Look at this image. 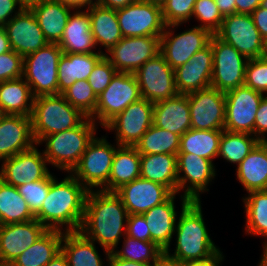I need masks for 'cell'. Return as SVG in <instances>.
Here are the masks:
<instances>
[{
	"mask_svg": "<svg viewBox=\"0 0 267 266\" xmlns=\"http://www.w3.org/2000/svg\"><path fill=\"white\" fill-rule=\"evenodd\" d=\"M129 213L115 192L91 190L87 194L79 231L103 248L106 260L125 237Z\"/></svg>",
	"mask_w": 267,
	"mask_h": 266,
	"instance_id": "cell-1",
	"label": "cell"
},
{
	"mask_svg": "<svg viewBox=\"0 0 267 266\" xmlns=\"http://www.w3.org/2000/svg\"><path fill=\"white\" fill-rule=\"evenodd\" d=\"M88 192L71 173L60 182L55 178L35 219L48 230L79 231Z\"/></svg>",
	"mask_w": 267,
	"mask_h": 266,
	"instance_id": "cell-2",
	"label": "cell"
},
{
	"mask_svg": "<svg viewBox=\"0 0 267 266\" xmlns=\"http://www.w3.org/2000/svg\"><path fill=\"white\" fill-rule=\"evenodd\" d=\"M181 211L174 234L176 249L164 251V259L181 264L204 260L220 250L210 238L202 213L201 201H189L182 194Z\"/></svg>",
	"mask_w": 267,
	"mask_h": 266,
	"instance_id": "cell-3",
	"label": "cell"
},
{
	"mask_svg": "<svg viewBox=\"0 0 267 266\" xmlns=\"http://www.w3.org/2000/svg\"><path fill=\"white\" fill-rule=\"evenodd\" d=\"M97 128L98 125L86 117L75 128L46 136L38 145L45 143L43 153L47 164L71 173L96 136Z\"/></svg>",
	"mask_w": 267,
	"mask_h": 266,
	"instance_id": "cell-4",
	"label": "cell"
},
{
	"mask_svg": "<svg viewBox=\"0 0 267 266\" xmlns=\"http://www.w3.org/2000/svg\"><path fill=\"white\" fill-rule=\"evenodd\" d=\"M30 117L37 145L46 136L75 128L86 118L62 94L35 97Z\"/></svg>",
	"mask_w": 267,
	"mask_h": 266,
	"instance_id": "cell-5",
	"label": "cell"
},
{
	"mask_svg": "<svg viewBox=\"0 0 267 266\" xmlns=\"http://www.w3.org/2000/svg\"><path fill=\"white\" fill-rule=\"evenodd\" d=\"M62 50L57 43H48L23 57V78L34 97L58 94V62Z\"/></svg>",
	"mask_w": 267,
	"mask_h": 266,
	"instance_id": "cell-6",
	"label": "cell"
},
{
	"mask_svg": "<svg viewBox=\"0 0 267 266\" xmlns=\"http://www.w3.org/2000/svg\"><path fill=\"white\" fill-rule=\"evenodd\" d=\"M104 137L93 138L71 172L88 191L102 190L109 181L116 146L119 145H112Z\"/></svg>",
	"mask_w": 267,
	"mask_h": 266,
	"instance_id": "cell-7",
	"label": "cell"
},
{
	"mask_svg": "<svg viewBox=\"0 0 267 266\" xmlns=\"http://www.w3.org/2000/svg\"><path fill=\"white\" fill-rule=\"evenodd\" d=\"M140 88L133 73L117 72L108 87L98 95L95 113L90 117L104 127L131 103L141 99Z\"/></svg>",
	"mask_w": 267,
	"mask_h": 266,
	"instance_id": "cell-8",
	"label": "cell"
},
{
	"mask_svg": "<svg viewBox=\"0 0 267 266\" xmlns=\"http://www.w3.org/2000/svg\"><path fill=\"white\" fill-rule=\"evenodd\" d=\"M215 35L232 45L248 60L267 55V43L261 37L250 14L234 13L225 16Z\"/></svg>",
	"mask_w": 267,
	"mask_h": 266,
	"instance_id": "cell-9",
	"label": "cell"
},
{
	"mask_svg": "<svg viewBox=\"0 0 267 266\" xmlns=\"http://www.w3.org/2000/svg\"><path fill=\"white\" fill-rule=\"evenodd\" d=\"M210 43L213 51L211 87L226 93L243 86L248 59L215 34L211 36Z\"/></svg>",
	"mask_w": 267,
	"mask_h": 266,
	"instance_id": "cell-10",
	"label": "cell"
},
{
	"mask_svg": "<svg viewBox=\"0 0 267 266\" xmlns=\"http://www.w3.org/2000/svg\"><path fill=\"white\" fill-rule=\"evenodd\" d=\"M180 25H166L160 36V54L173 70L188 62L197 51L206 47L213 35L208 29L199 26L174 34L173 30Z\"/></svg>",
	"mask_w": 267,
	"mask_h": 266,
	"instance_id": "cell-11",
	"label": "cell"
},
{
	"mask_svg": "<svg viewBox=\"0 0 267 266\" xmlns=\"http://www.w3.org/2000/svg\"><path fill=\"white\" fill-rule=\"evenodd\" d=\"M141 97L152 103L178 95L175 72L159 53L146 61L135 73Z\"/></svg>",
	"mask_w": 267,
	"mask_h": 266,
	"instance_id": "cell-12",
	"label": "cell"
},
{
	"mask_svg": "<svg viewBox=\"0 0 267 266\" xmlns=\"http://www.w3.org/2000/svg\"><path fill=\"white\" fill-rule=\"evenodd\" d=\"M123 37L161 36L165 29L161 6L137 0L116 10Z\"/></svg>",
	"mask_w": 267,
	"mask_h": 266,
	"instance_id": "cell-13",
	"label": "cell"
},
{
	"mask_svg": "<svg viewBox=\"0 0 267 266\" xmlns=\"http://www.w3.org/2000/svg\"><path fill=\"white\" fill-rule=\"evenodd\" d=\"M160 53V36L123 37L104 56L117 72L135 73Z\"/></svg>",
	"mask_w": 267,
	"mask_h": 266,
	"instance_id": "cell-14",
	"label": "cell"
},
{
	"mask_svg": "<svg viewBox=\"0 0 267 266\" xmlns=\"http://www.w3.org/2000/svg\"><path fill=\"white\" fill-rule=\"evenodd\" d=\"M154 103L141 98L131 103L103 128L115 132L116 143L120 146H135L153 124Z\"/></svg>",
	"mask_w": 267,
	"mask_h": 266,
	"instance_id": "cell-15",
	"label": "cell"
},
{
	"mask_svg": "<svg viewBox=\"0 0 267 266\" xmlns=\"http://www.w3.org/2000/svg\"><path fill=\"white\" fill-rule=\"evenodd\" d=\"M263 96L245 85L226 92L224 130L254 135L255 117Z\"/></svg>",
	"mask_w": 267,
	"mask_h": 266,
	"instance_id": "cell-16",
	"label": "cell"
},
{
	"mask_svg": "<svg viewBox=\"0 0 267 266\" xmlns=\"http://www.w3.org/2000/svg\"><path fill=\"white\" fill-rule=\"evenodd\" d=\"M215 170L211 160L195 154L178 153L177 194L184 191L183 196L189 201H201L200 194L209 191L207 186L215 178Z\"/></svg>",
	"mask_w": 267,
	"mask_h": 266,
	"instance_id": "cell-17",
	"label": "cell"
},
{
	"mask_svg": "<svg viewBox=\"0 0 267 266\" xmlns=\"http://www.w3.org/2000/svg\"><path fill=\"white\" fill-rule=\"evenodd\" d=\"M191 128L196 130H224L225 93L216 88L187 93Z\"/></svg>",
	"mask_w": 267,
	"mask_h": 266,
	"instance_id": "cell-18",
	"label": "cell"
},
{
	"mask_svg": "<svg viewBox=\"0 0 267 266\" xmlns=\"http://www.w3.org/2000/svg\"><path fill=\"white\" fill-rule=\"evenodd\" d=\"M46 163L43 150L41 153L35 144L32 148L2 161L0 179L15 187L44 179L50 173Z\"/></svg>",
	"mask_w": 267,
	"mask_h": 266,
	"instance_id": "cell-19",
	"label": "cell"
},
{
	"mask_svg": "<svg viewBox=\"0 0 267 266\" xmlns=\"http://www.w3.org/2000/svg\"><path fill=\"white\" fill-rule=\"evenodd\" d=\"M4 28L11 49L22 57L49 43L30 8H23L4 25Z\"/></svg>",
	"mask_w": 267,
	"mask_h": 266,
	"instance_id": "cell-20",
	"label": "cell"
},
{
	"mask_svg": "<svg viewBox=\"0 0 267 266\" xmlns=\"http://www.w3.org/2000/svg\"><path fill=\"white\" fill-rule=\"evenodd\" d=\"M130 214H143L167 201L174 193L166 186L139 177L115 192Z\"/></svg>",
	"mask_w": 267,
	"mask_h": 266,
	"instance_id": "cell-21",
	"label": "cell"
},
{
	"mask_svg": "<svg viewBox=\"0 0 267 266\" xmlns=\"http://www.w3.org/2000/svg\"><path fill=\"white\" fill-rule=\"evenodd\" d=\"M213 51L211 43L197 51L185 64L174 69L179 94L211 87Z\"/></svg>",
	"mask_w": 267,
	"mask_h": 266,
	"instance_id": "cell-22",
	"label": "cell"
},
{
	"mask_svg": "<svg viewBox=\"0 0 267 266\" xmlns=\"http://www.w3.org/2000/svg\"><path fill=\"white\" fill-rule=\"evenodd\" d=\"M47 230L36 219L0 225V262H13Z\"/></svg>",
	"mask_w": 267,
	"mask_h": 266,
	"instance_id": "cell-23",
	"label": "cell"
},
{
	"mask_svg": "<svg viewBox=\"0 0 267 266\" xmlns=\"http://www.w3.org/2000/svg\"><path fill=\"white\" fill-rule=\"evenodd\" d=\"M35 144L30 116L2 115L0 117V161L26 151Z\"/></svg>",
	"mask_w": 267,
	"mask_h": 266,
	"instance_id": "cell-24",
	"label": "cell"
},
{
	"mask_svg": "<svg viewBox=\"0 0 267 266\" xmlns=\"http://www.w3.org/2000/svg\"><path fill=\"white\" fill-rule=\"evenodd\" d=\"M58 45L64 54L104 53L101 49L95 51L97 45L91 33L89 14L83 8L82 10L76 8V11H72Z\"/></svg>",
	"mask_w": 267,
	"mask_h": 266,
	"instance_id": "cell-25",
	"label": "cell"
},
{
	"mask_svg": "<svg viewBox=\"0 0 267 266\" xmlns=\"http://www.w3.org/2000/svg\"><path fill=\"white\" fill-rule=\"evenodd\" d=\"M190 107L187 94L154 103L153 124L182 136L191 129Z\"/></svg>",
	"mask_w": 267,
	"mask_h": 266,
	"instance_id": "cell-26",
	"label": "cell"
},
{
	"mask_svg": "<svg viewBox=\"0 0 267 266\" xmlns=\"http://www.w3.org/2000/svg\"><path fill=\"white\" fill-rule=\"evenodd\" d=\"M49 43H59L73 6L59 0H44L30 7Z\"/></svg>",
	"mask_w": 267,
	"mask_h": 266,
	"instance_id": "cell-27",
	"label": "cell"
},
{
	"mask_svg": "<svg viewBox=\"0 0 267 266\" xmlns=\"http://www.w3.org/2000/svg\"><path fill=\"white\" fill-rule=\"evenodd\" d=\"M177 193H174L164 203L154 206L143 213L147 226L150 230L151 242L156 243L162 250H170L171 240L173 238L177 212L175 208V199Z\"/></svg>",
	"mask_w": 267,
	"mask_h": 266,
	"instance_id": "cell-28",
	"label": "cell"
},
{
	"mask_svg": "<svg viewBox=\"0 0 267 266\" xmlns=\"http://www.w3.org/2000/svg\"><path fill=\"white\" fill-rule=\"evenodd\" d=\"M237 180L247 193L267 190V143L260 141L236 169Z\"/></svg>",
	"mask_w": 267,
	"mask_h": 266,
	"instance_id": "cell-29",
	"label": "cell"
},
{
	"mask_svg": "<svg viewBox=\"0 0 267 266\" xmlns=\"http://www.w3.org/2000/svg\"><path fill=\"white\" fill-rule=\"evenodd\" d=\"M104 53H62L58 62V94H62L76 81L87 80Z\"/></svg>",
	"mask_w": 267,
	"mask_h": 266,
	"instance_id": "cell-30",
	"label": "cell"
},
{
	"mask_svg": "<svg viewBox=\"0 0 267 266\" xmlns=\"http://www.w3.org/2000/svg\"><path fill=\"white\" fill-rule=\"evenodd\" d=\"M140 158L135 146H117L108 184L102 189L116 192L122 186L140 177Z\"/></svg>",
	"mask_w": 267,
	"mask_h": 266,
	"instance_id": "cell-31",
	"label": "cell"
},
{
	"mask_svg": "<svg viewBox=\"0 0 267 266\" xmlns=\"http://www.w3.org/2000/svg\"><path fill=\"white\" fill-rule=\"evenodd\" d=\"M90 18L91 33L97 46L104 47L105 53L122 38L116 10L97 3L86 8Z\"/></svg>",
	"mask_w": 267,
	"mask_h": 266,
	"instance_id": "cell-32",
	"label": "cell"
},
{
	"mask_svg": "<svg viewBox=\"0 0 267 266\" xmlns=\"http://www.w3.org/2000/svg\"><path fill=\"white\" fill-rule=\"evenodd\" d=\"M34 98L23 77L0 82V111L3 115L31 116Z\"/></svg>",
	"mask_w": 267,
	"mask_h": 266,
	"instance_id": "cell-33",
	"label": "cell"
},
{
	"mask_svg": "<svg viewBox=\"0 0 267 266\" xmlns=\"http://www.w3.org/2000/svg\"><path fill=\"white\" fill-rule=\"evenodd\" d=\"M140 165V177L160 183L177 193V155H141Z\"/></svg>",
	"mask_w": 267,
	"mask_h": 266,
	"instance_id": "cell-34",
	"label": "cell"
},
{
	"mask_svg": "<svg viewBox=\"0 0 267 266\" xmlns=\"http://www.w3.org/2000/svg\"><path fill=\"white\" fill-rule=\"evenodd\" d=\"M61 251L67 259L68 266H104L105 264L96 250L95 243L80 231L63 232Z\"/></svg>",
	"mask_w": 267,
	"mask_h": 266,
	"instance_id": "cell-35",
	"label": "cell"
},
{
	"mask_svg": "<svg viewBox=\"0 0 267 266\" xmlns=\"http://www.w3.org/2000/svg\"><path fill=\"white\" fill-rule=\"evenodd\" d=\"M63 232L47 230L36 242L16 257L17 266H46L61 251Z\"/></svg>",
	"mask_w": 267,
	"mask_h": 266,
	"instance_id": "cell-36",
	"label": "cell"
},
{
	"mask_svg": "<svg viewBox=\"0 0 267 266\" xmlns=\"http://www.w3.org/2000/svg\"><path fill=\"white\" fill-rule=\"evenodd\" d=\"M223 130L189 129L180 136L179 153H190L213 161L218 156Z\"/></svg>",
	"mask_w": 267,
	"mask_h": 266,
	"instance_id": "cell-37",
	"label": "cell"
},
{
	"mask_svg": "<svg viewBox=\"0 0 267 266\" xmlns=\"http://www.w3.org/2000/svg\"><path fill=\"white\" fill-rule=\"evenodd\" d=\"M33 219L35 215L17 187L8 185L0 179V225L28 222Z\"/></svg>",
	"mask_w": 267,
	"mask_h": 266,
	"instance_id": "cell-38",
	"label": "cell"
},
{
	"mask_svg": "<svg viewBox=\"0 0 267 266\" xmlns=\"http://www.w3.org/2000/svg\"><path fill=\"white\" fill-rule=\"evenodd\" d=\"M135 147L140 155H177L180 149V136L152 124Z\"/></svg>",
	"mask_w": 267,
	"mask_h": 266,
	"instance_id": "cell-39",
	"label": "cell"
},
{
	"mask_svg": "<svg viewBox=\"0 0 267 266\" xmlns=\"http://www.w3.org/2000/svg\"><path fill=\"white\" fill-rule=\"evenodd\" d=\"M244 202L248 235L263 236L267 241V190L249 192Z\"/></svg>",
	"mask_w": 267,
	"mask_h": 266,
	"instance_id": "cell-40",
	"label": "cell"
},
{
	"mask_svg": "<svg viewBox=\"0 0 267 266\" xmlns=\"http://www.w3.org/2000/svg\"><path fill=\"white\" fill-rule=\"evenodd\" d=\"M260 140L252 134L223 130L217 157L237 166L255 148Z\"/></svg>",
	"mask_w": 267,
	"mask_h": 266,
	"instance_id": "cell-41",
	"label": "cell"
},
{
	"mask_svg": "<svg viewBox=\"0 0 267 266\" xmlns=\"http://www.w3.org/2000/svg\"><path fill=\"white\" fill-rule=\"evenodd\" d=\"M117 257L128 261L158 265L164 259V250L151 241H141L125 235L122 249L113 250Z\"/></svg>",
	"mask_w": 267,
	"mask_h": 266,
	"instance_id": "cell-42",
	"label": "cell"
},
{
	"mask_svg": "<svg viewBox=\"0 0 267 266\" xmlns=\"http://www.w3.org/2000/svg\"><path fill=\"white\" fill-rule=\"evenodd\" d=\"M62 95L74 108L84 116L91 117L95 113L98 96L94 93L87 80L76 81Z\"/></svg>",
	"mask_w": 267,
	"mask_h": 266,
	"instance_id": "cell-43",
	"label": "cell"
},
{
	"mask_svg": "<svg viewBox=\"0 0 267 266\" xmlns=\"http://www.w3.org/2000/svg\"><path fill=\"white\" fill-rule=\"evenodd\" d=\"M55 179V175L49 173L44 179L26 182L24 185L18 186L20 195L27 202L30 210L35 215L41 208L43 202L47 198L50 184Z\"/></svg>",
	"mask_w": 267,
	"mask_h": 266,
	"instance_id": "cell-44",
	"label": "cell"
},
{
	"mask_svg": "<svg viewBox=\"0 0 267 266\" xmlns=\"http://www.w3.org/2000/svg\"><path fill=\"white\" fill-rule=\"evenodd\" d=\"M193 16L196 20L201 21L199 27L208 29L212 34L220 29L224 19L214 0H196Z\"/></svg>",
	"mask_w": 267,
	"mask_h": 266,
	"instance_id": "cell-45",
	"label": "cell"
},
{
	"mask_svg": "<svg viewBox=\"0 0 267 266\" xmlns=\"http://www.w3.org/2000/svg\"><path fill=\"white\" fill-rule=\"evenodd\" d=\"M196 0H166L161 6L165 25L183 24L192 19Z\"/></svg>",
	"mask_w": 267,
	"mask_h": 266,
	"instance_id": "cell-46",
	"label": "cell"
},
{
	"mask_svg": "<svg viewBox=\"0 0 267 266\" xmlns=\"http://www.w3.org/2000/svg\"><path fill=\"white\" fill-rule=\"evenodd\" d=\"M244 85L267 95V55L248 60Z\"/></svg>",
	"mask_w": 267,
	"mask_h": 266,
	"instance_id": "cell-47",
	"label": "cell"
},
{
	"mask_svg": "<svg viewBox=\"0 0 267 266\" xmlns=\"http://www.w3.org/2000/svg\"><path fill=\"white\" fill-rule=\"evenodd\" d=\"M117 70L111 64V62L103 56L93 68V71L89 75L87 81L92 87L94 93L98 96L103 92L111 82V79L115 76Z\"/></svg>",
	"mask_w": 267,
	"mask_h": 266,
	"instance_id": "cell-48",
	"label": "cell"
},
{
	"mask_svg": "<svg viewBox=\"0 0 267 266\" xmlns=\"http://www.w3.org/2000/svg\"><path fill=\"white\" fill-rule=\"evenodd\" d=\"M23 76V57L13 50L0 54V82Z\"/></svg>",
	"mask_w": 267,
	"mask_h": 266,
	"instance_id": "cell-49",
	"label": "cell"
},
{
	"mask_svg": "<svg viewBox=\"0 0 267 266\" xmlns=\"http://www.w3.org/2000/svg\"><path fill=\"white\" fill-rule=\"evenodd\" d=\"M126 235L141 241H151L150 230L142 214L128 216Z\"/></svg>",
	"mask_w": 267,
	"mask_h": 266,
	"instance_id": "cell-50",
	"label": "cell"
},
{
	"mask_svg": "<svg viewBox=\"0 0 267 266\" xmlns=\"http://www.w3.org/2000/svg\"><path fill=\"white\" fill-rule=\"evenodd\" d=\"M267 95H264L256 113L254 123V136L265 141L267 136Z\"/></svg>",
	"mask_w": 267,
	"mask_h": 266,
	"instance_id": "cell-51",
	"label": "cell"
},
{
	"mask_svg": "<svg viewBox=\"0 0 267 266\" xmlns=\"http://www.w3.org/2000/svg\"><path fill=\"white\" fill-rule=\"evenodd\" d=\"M23 8L19 0H0V26H4Z\"/></svg>",
	"mask_w": 267,
	"mask_h": 266,
	"instance_id": "cell-52",
	"label": "cell"
},
{
	"mask_svg": "<svg viewBox=\"0 0 267 266\" xmlns=\"http://www.w3.org/2000/svg\"><path fill=\"white\" fill-rule=\"evenodd\" d=\"M250 15L261 37L267 43V9L259 6Z\"/></svg>",
	"mask_w": 267,
	"mask_h": 266,
	"instance_id": "cell-53",
	"label": "cell"
},
{
	"mask_svg": "<svg viewBox=\"0 0 267 266\" xmlns=\"http://www.w3.org/2000/svg\"><path fill=\"white\" fill-rule=\"evenodd\" d=\"M220 250L213 254L211 257L204 259V260H198V261H187L183 262L181 264H178L179 266H220L221 262L224 259V256Z\"/></svg>",
	"mask_w": 267,
	"mask_h": 266,
	"instance_id": "cell-54",
	"label": "cell"
},
{
	"mask_svg": "<svg viewBox=\"0 0 267 266\" xmlns=\"http://www.w3.org/2000/svg\"><path fill=\"white\" fill-rule=\"evenodd\" d=\"M262 0H236V13L251 14L257 7L261 6Z\"/></svg>",
	"mask_w": 267,
	"mask_h": 266,
	"instance_id": "cell-55",
	"label": "cell"
},
{
	"mask_svg": "<svg viewBox=\"0 0 267 266\" xmlns=\"http://www.w3.org/2000/svg\"><path fill=\"white\" fill-rule=\"evenodd\" d=\"M223 17L236 13V0H214Z\"/></svg>",
	"mask_w": 267,
	"mask_h": 266,
	"instance_id": "cell-56",
	"label": "cell"
},
{
	"mask_svg": "<svg viewBox=\"0 0 267 266\" xmlns=\"http://www.w3.org/2000/svg\"><path fill=\"white\" fill-rule=\"evenodd\" d=\"M108 266H156V265L124 260L121 258H117L112 252H110V255L108 257Z\"/></svg>",
	"mask_w": 267,
	"mask_h": 266,
	"instance_id": "cell-57",
	"label": "cell"
},
{
	"mask_svg": "<svg viewBox=\"0 0 267 266\" xmlns=\"http://www.w3.org/2000/svg\"><path fill=\"white\" fill-rule=\"evenodd\" d=\"M135 1L137 0H97L96 3L106 8L118 10L134 3Z\"/></svg>",
	"mask_w": 267,
	"mask_h": 266,
	"instance_id": "cell-58",
	"label": "cell"
},
{
	"mask_svg": "<svg viewBox=\"0 0 267 266\" xmlns=\"http://www.w3.org/2000/svg\"><path fill=\"white\" fill-rule=\"evenodd\" d=\"M9 39L4 26H0V54L11 51Z\"/></svg>",
	"mask_w": 267,
	"mask_h": 266,
	"instance_id": "cell-59",
	"label": "cell"
},
{
	"mask_svg": "<svg viewBox=\"0 0 267 266\" xmlns=\"http://www.w3.org/2000/svg\"><path fill=\"white\" fill-rule=\"evenodd\" d=\"M59 1H64L65 3L73 6L74 8H87L91 4L96 3L95 0H59Z\"/></svg>",
	"mask_w": 267,
	"mask_h": 266,
	"instance_id": "cell-60",
	"label": "cell"
},
{
	"mask_svg": "<svg viewBox=\"0 0 267 266\" xmlns=\"http://www.w3.org/2000/svg\"><path fill=\"white\" fill-rule=\"evenodd\" d=\"M46 266H68V262L63 252L60 251Z\"/></svg>",
	"mask_w": 267,
	"mask_h": 266,
	"instance_id": "cell-61",
	"label": "cell"
},
{
	"mask_svg": "<svg viewBox=\"0 0 267 266\" xmlns=\"http://www.w3.org/2000/svg\"><path fill=\"white\" fill-rule=\"evenodd\" d=\"M263 243V254L261 255L260 263L257 266H267V241Z\"/></svg>",
	"mask_w": 267,
	"mask_h": 266,
	"instance_id": "cell-62",
	"label": "cell"
},
{
	"mask_svg": "<svg viewBox=\"0 0 267 266\" xmlns=\"http://www.w3.org/2000/svg\"><path fill=\"white\" fill-rule=\"evenodd\" d=\"M44 0H19L20 4L24 8H30L31 6L38 4Z\"/></svg>",
	"mask_w": 267,
	"mask_h": 266,
	"instance_id": "cell-63",
	"label": "cell"
},
{
	"mask_svg": "<svg viewBox=\"0 0 267 266\" xmlns=\"http://www.w3.org/2000/svg\"><path fill=\"white\" fill-rule=\"evenodd\" d=\"M156 266H179L178 264L172 263L166 259H163L158 265Z\"/></svg>",
	"mask_w": 267,
	"mask_h": 266,
	"instance_id": "cell-64",
	"label": "cell"
},
{
	"mask_svg": "<svg viewBox=\"0 0 267 266\" xmlns=\"http://www.w3.org/2000/svg\"><path fill=\"white\" fill-rule=\"evenodd\" d=\"M145 1H149V2H151V3H153V4H157V5L162 6L163 3H164L166 0H145Z\"/></svg>",
	"mask_w": 267,
	"mask_h": 266,
	"instance_id": "cell-65",
	"label": "cell"
},
{
	"mask_svg": "<svg viewBox=\"0 0 267 266\" xmlns=\"http://www.w3.org/2000/svg\"><path fill=\"white\" fill-rule=\"evenodd\" d=\"M0 266H17L13 262H0Z\"/></svg>",
	"mask_w": 267,
	"mask_h": 266,
	"instance_id": "cell-66",
	"label": "cell"
},
{
	"mask_svg": "<svg viewBox=\"0 0 267 266\" xmlns=\"http://www.w3.org/2000/svg\"><path fill=\"white\" fill-rule=\"evenodd\" d=\"M261 6L267 9V0H262L261 1Z\"/></svg>",
	"mask_w": 267,
	"mask_h": 266,
	"instance_id": "cell-67",
	"label": "cell"
}]
</instances>
